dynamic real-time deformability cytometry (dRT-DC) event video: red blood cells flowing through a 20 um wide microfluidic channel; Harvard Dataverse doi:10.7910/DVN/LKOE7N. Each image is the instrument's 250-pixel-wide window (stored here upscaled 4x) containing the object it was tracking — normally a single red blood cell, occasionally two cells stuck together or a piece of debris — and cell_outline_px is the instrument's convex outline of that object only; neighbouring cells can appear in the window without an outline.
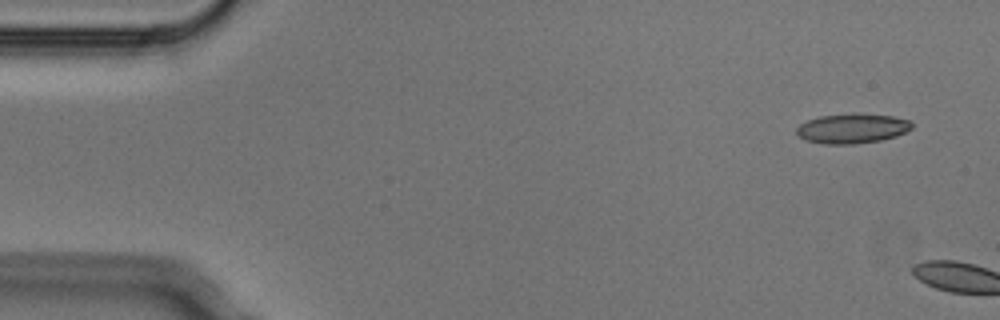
{"species": "Egyptian fruit bat (a non-hibernating species)", "species_latin": "Rousettus aegyptiacus", "temperature_condition": "cold", "stored_images_in_passage": 2, "camera_frame_rate_fps": 3000, "um_per_image_px": 0.085, "animal": {"sex": "male"}, "frame": {"image": 1, "passage_image": 1, "time_ms": 0.0, "image_size_px": [1000, 320], "cell_outline_px": [[912, 128], [896, 136], [880, 140], [852, 144], [824, 144], [804, 140], [796, 132], [796, 128], [800, 124], [808, 120], [820, 116], [852, 112], [860, 112], [892, 116], [912, 120]], "centroid_in_image_um": [72.44, 10.89], "position_along_channel_um": 12.6, "area_um2": 20.29}}